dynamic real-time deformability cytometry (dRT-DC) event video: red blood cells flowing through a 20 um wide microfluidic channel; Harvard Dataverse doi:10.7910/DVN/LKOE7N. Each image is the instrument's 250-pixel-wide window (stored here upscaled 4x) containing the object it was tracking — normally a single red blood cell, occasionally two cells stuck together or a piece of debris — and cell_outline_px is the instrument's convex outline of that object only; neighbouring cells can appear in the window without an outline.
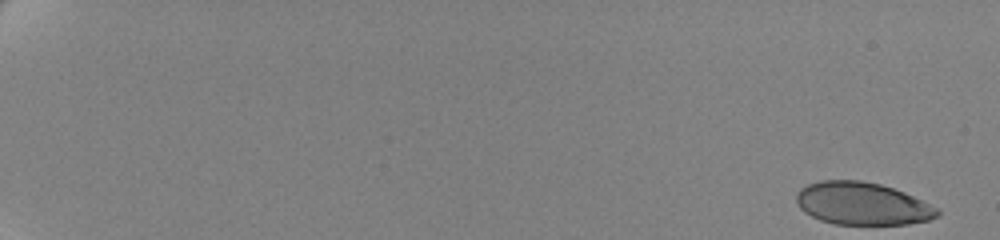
{"species": "human", "species_latin": "Homo sapiens", "temperature_condition": "cold", "stored_images_in_passage": 60, "camera_frame_rate_fps": 3000, "um_per_image_px": 0.085, "donor": {"sex": "female"}, "frame": {"image": 1, "passage_image": 1, "time_ms": 0.0, "image_size_px": [1000, 240], "cell_outline_px": [[940, 216], [928, 220], [908, 224], [832, 224], [820, 220], [804, 212], [800, 208], [796, 200], [796, 192], [800, 188], [808, 184], [820, 180], [860, 180], [880, 184], [904, 192], [940, 208]], "centroid_in_image_um": [73.3, 17.31], "position_along_channel_um": 11.7, "area_um2": 35.2}}
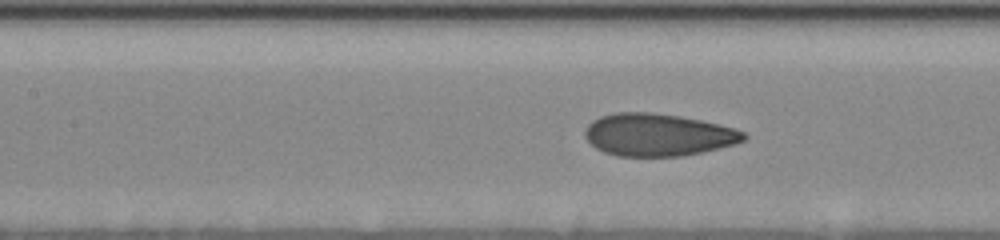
{"frame": {"image": 2, "passage_image": 31, "time_ms": 10.0, "image_size_px": [1000, 240], "cell_outline_px": [[748, 136], [744, 140], [736, 144], [720, 148], [684, 156], [616, 156], [604, 152], [596, 148], [584, 136], [584, 132], [588, 124], [592, 120], [600, 116], [616, 112], [648, 112], [680, 116], [720, 124], [736, 128], [744, 132]], "centroid_in_image_um": [55.94, 11.46], "position_along_channel_um": 151.5, "area_um2": 39.48}}
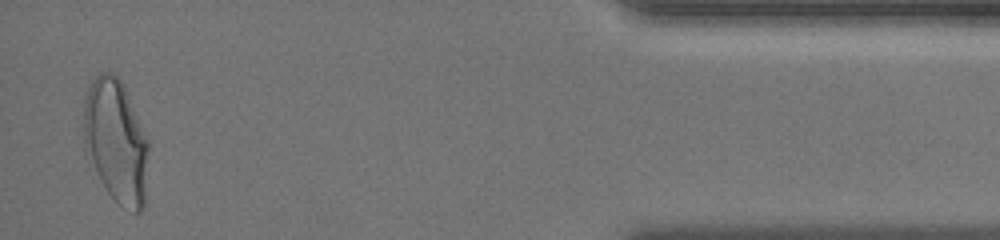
{"frame": {"image": 3, "passage_image": 59, "time_ms": 19.333, "image_size_px": [1000, 240], "cell_outline_px": [[148, 148], [144, 208], [140, 212], [136, 212], [120, 204], [108, 192], [84, 148], [84, 100], [88, 88], [92, 80], [100, 72], [112, 72], [124, 84], [148, 140]], "centroid_in_image_um": [9.86, 11.94], "position_along_channel_um": 425.3, "area_um2": 46.07}, "authors_computed_cell_mechanics": {"area_um2": 38.148, "velocity_mm_per_s": 3.4874, "shape_relaxation_time_tau1_ms": 8.9483, "shape_relaxation_time_tau2_ms": 0.6858, "deformation_change_tau1": 0.2414, "deformation_change_tau2": 0.0583}}